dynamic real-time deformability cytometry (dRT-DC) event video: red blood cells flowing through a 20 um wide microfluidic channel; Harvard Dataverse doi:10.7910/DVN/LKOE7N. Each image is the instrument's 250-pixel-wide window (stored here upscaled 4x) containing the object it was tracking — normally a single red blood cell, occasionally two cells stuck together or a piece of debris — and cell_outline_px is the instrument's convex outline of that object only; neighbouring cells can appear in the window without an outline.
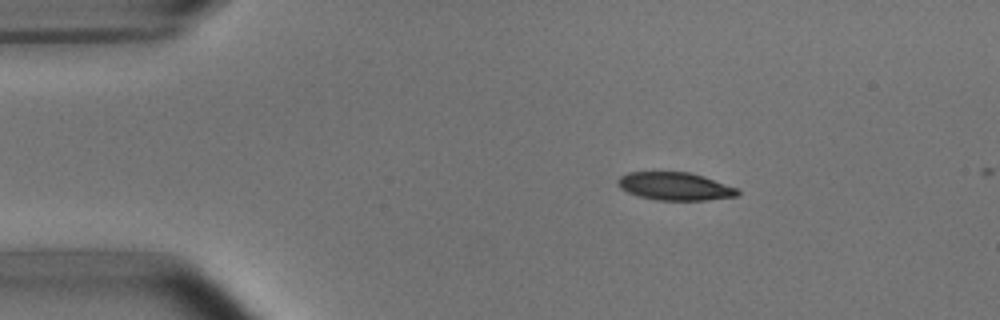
{"species": "common noctule bat (a hibernating species)", "species_latin": "Nyctalus noctula", "temperature_condition": "room temperature", "stored_images_in_passage": 2, "camera_frame_rate_fps": 3000, "um_per_image_px": 0.085, "animal": {"sex": "male", "body_mass_g": 15.6}, "frame": {"image": 1, "passage_image": 1, "time_ms": 0.0, "image_size_px": [1000, 320], "cell_outline_px": [[740, 192], [736, 196], [704, 200], [656, 200], [640, 196], [628, 192], [620, 188], [616, 184], [616, 180], [620, 176], [628, 172], [688, 172], [704, 176], [736, 188]], "centroid_in_image_um": [57.32, 15.83], "position_along_channel_um": 27.7, "area_um2": 19.36}}